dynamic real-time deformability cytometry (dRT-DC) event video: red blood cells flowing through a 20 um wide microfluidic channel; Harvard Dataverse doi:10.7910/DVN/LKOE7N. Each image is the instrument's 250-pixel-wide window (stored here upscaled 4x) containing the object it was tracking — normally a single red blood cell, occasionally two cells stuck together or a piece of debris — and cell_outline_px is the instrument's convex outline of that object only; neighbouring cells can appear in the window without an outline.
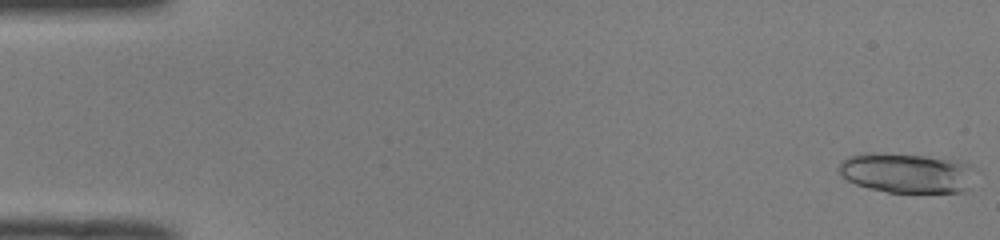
{"species": "common noctule bat (a hibernating species)", "species_latin": "Nyctalus noctula", "temperature_condition": "room temperature", "stored_images_in_passage": 22, "camera_frame_rate_fps": 3000, "um_per_image_px": 0.085, "animal": {"sex": "male", "body_mass_g": 19.0, "forearm_length_mm": 50.8}, "frame": {"image": 1, "passage_image": 1, "time_ms": 0.0, "image_size_px": [1000, 240], "cell_outline_px": [[972, 164], [968, 188], [964, 192], [888, 192], [856, 184], [848, 180], [836, 168], [840, 160], [848, 156], [868, 152], [872, 152], [928, 156], [960, 160]], "centroid_in_image_um": [77.03, 14.67], "position_along_channel_um": 8.0, "area_um2": 31.67}}